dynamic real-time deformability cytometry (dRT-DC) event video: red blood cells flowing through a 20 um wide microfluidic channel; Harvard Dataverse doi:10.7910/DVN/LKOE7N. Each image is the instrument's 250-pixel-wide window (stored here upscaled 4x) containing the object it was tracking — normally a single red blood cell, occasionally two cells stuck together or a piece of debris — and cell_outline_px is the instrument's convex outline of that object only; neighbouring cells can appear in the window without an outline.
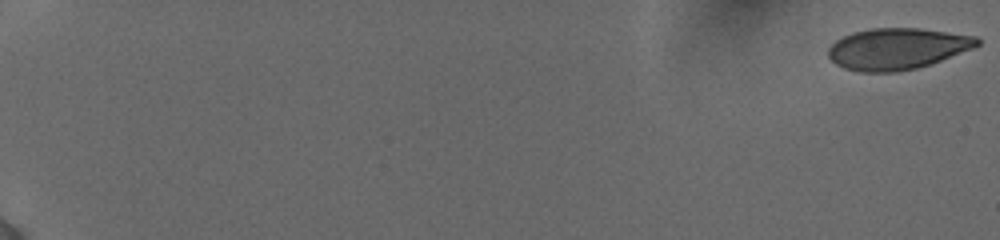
{"species": "human", "species_latin": "Homo sapiens", "temperature_condition": "cold", "stored_images_in_passage": 18, "camera_frame_rate_fps": 3000, "um_per_image_px": 0.085, "donor": {"sex": "female"}, "frame": {"image": 1, "passage_image": 1, "time_ms": 0.0, "image_size_px": [1000, 240], "cell_outline_px": [[980, 44], [972, 48], [940, 60], [916, 68], [896, 72], [860, 72], [844, 68], [836, 64], [828, 56], [828, 48], [836, 40], [852, 32], [872, 28], [920, 28], [976, 36], [980, 40]], "centroid_in_image_um": [76.23, 4.14], "position_along_channel_um": 8.8, "area_um2": 35.66}}